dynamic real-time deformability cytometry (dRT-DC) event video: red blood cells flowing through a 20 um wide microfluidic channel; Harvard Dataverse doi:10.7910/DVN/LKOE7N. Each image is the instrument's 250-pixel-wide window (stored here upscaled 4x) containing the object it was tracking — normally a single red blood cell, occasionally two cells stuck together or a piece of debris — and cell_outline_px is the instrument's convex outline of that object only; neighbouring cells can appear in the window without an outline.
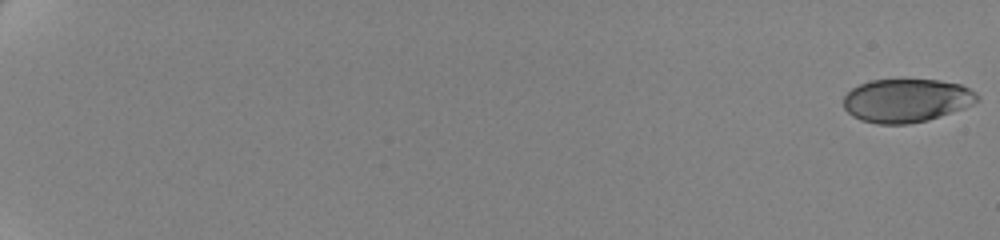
{"species": "human", "species_latin": "Homo sapiens", "temperature_condition": "cold", "stored_images_in_passage": 62, "camera_frame_rate_fps": 3000, "um_per_image_px": 0.085, "donor": {"sex": "female"}, "frame": {"image": 1, "passage_image": 1, "time_ms": 0.0, "image_size_px": [1000, 240], "cell_outline_px": [[980, 100], [964, 108], [928, 120], [908, 124], [876, 124], [860, 120], [852, 116], [844, 108], [844, 96], [852, 88], [860, 84], [872, 80], [940, 80], [960, 84], [976, 92], [980, 96]], "centroid_in_image_um": [77.06, 8.55], "position_along_channel_um": 7.9, "area_um2": 33.93}}
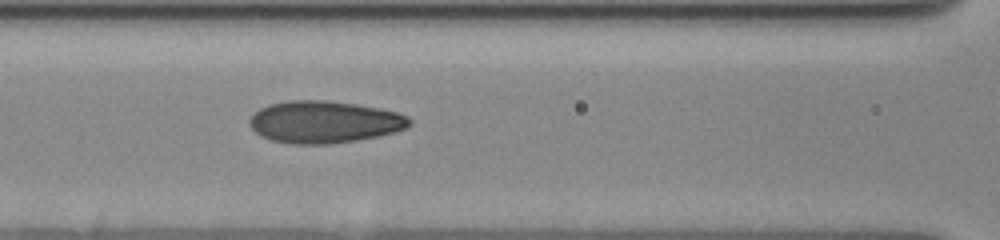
{"frame": {"image": 2, "passage_image": 32, "time_ms": 10.333, "image_size_px": [1000, 240], "cell_outline_px": [[412, 124], [408, 128], [396, 132], [380, 136], [356, 140], [328, 144], [292, 144], [272, 140], [260, 136], [248, 124], [248, 120], [260, 108], [268, 104], [288, 100], [328, 100], [356, 104], [380, 108], [396, 112], [408, 116], [412, 120]], "centroid_in_image_um": [27.59, 10.36], "position_along_channel_um": 139.0, "area_um2": 39.59}}
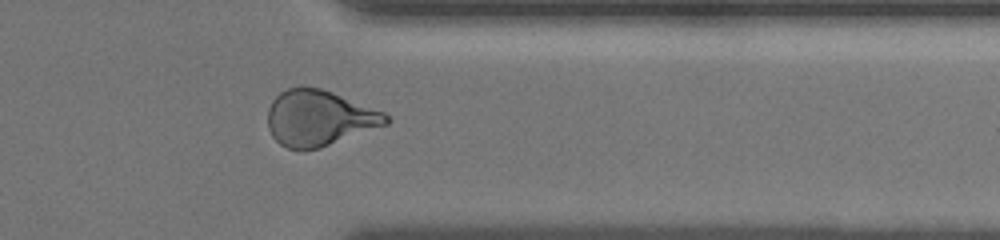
{"frame": {"image": 3, "passage_image": 53, "time_ms": 17.333, "image_size_px": [1000, 240], "cell_outline_px": [[392, 120], [388, 124], [320, 148], [288, 148], [280, 144], [272, 136], [268, 128], [268, 108], [272, 100], [280, 92], [288, 88], [320, 88], [332, 92], [384, 112]], "centroid_in_image_um": [27.13, 10.04], "position_along_channel_um": 384.3, "area_um2": 37.97}, "authors_computed_cell_mechanics": {"area_um2": 37.2232, "velocity_mm_per_s": 3.5053, "shape_relaxation_time_tau1_ms": 4.2112, "shape_relaxation_time_tau2_ms": 1.0638, "deformation_change_tau1": 0.1684, "deformation_change_tau2": 0.0727}}